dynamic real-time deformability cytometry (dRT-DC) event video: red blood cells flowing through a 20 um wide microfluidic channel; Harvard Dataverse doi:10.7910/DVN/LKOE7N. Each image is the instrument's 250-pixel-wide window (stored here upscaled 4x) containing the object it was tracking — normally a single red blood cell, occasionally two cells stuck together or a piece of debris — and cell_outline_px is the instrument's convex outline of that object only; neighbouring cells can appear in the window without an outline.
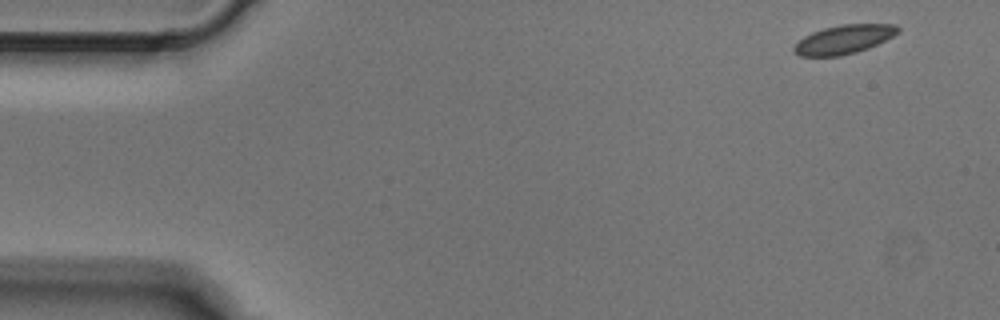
{"species": "Egyptian fruit bat (a non-hibernating species)", "species_latin": "Rousettus aegyptiacus", "temperature_condition": "cold", "stored_images_in_passage": 4, "camera_frame_rate_fps": 3000, "um_per_image_px": 0.085, "animal": {"sex": "male"}, "frame": {"image": 1, "passage_image": 1, "time_ms": 0.0, "image_size_px": [1000, 320], "cell_outline_px": [[900, 32], [868, 48], [856, 52], [840, 56], [800, 56], [792, 52], [792, 48], [804, 36], [812, 32], [824, 28], [840, 24], [896, 24], [900, 28]], "centroid_in_image_um": [71.71, 3.35], "position_along_channel_um": 13.3, "area_um2": 17.46}}
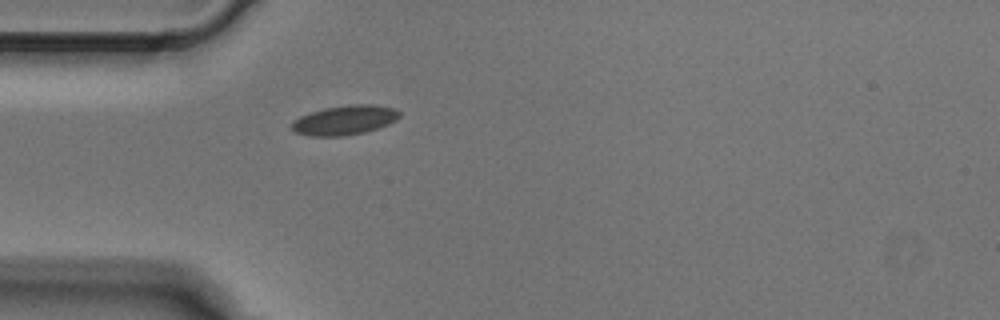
{"frame": {"image": 2, "passage_image": 4, "time_ms": 1.0, "image_size_px": [1000, 320], "cell_outline_px": [[400, 116], [396, 120], [380, 128], [364, 132], [340, 136], [312, 136], [296, 132], [292, 128], [292, 120], [300, 116], [324, 108], [348, 104], [376, 104], [396, 108], [400, 112]], "centroid_in_image_um": [29.34, 10.19], "position_along_channel_um": 55.7, "area_um2": 18.61}}